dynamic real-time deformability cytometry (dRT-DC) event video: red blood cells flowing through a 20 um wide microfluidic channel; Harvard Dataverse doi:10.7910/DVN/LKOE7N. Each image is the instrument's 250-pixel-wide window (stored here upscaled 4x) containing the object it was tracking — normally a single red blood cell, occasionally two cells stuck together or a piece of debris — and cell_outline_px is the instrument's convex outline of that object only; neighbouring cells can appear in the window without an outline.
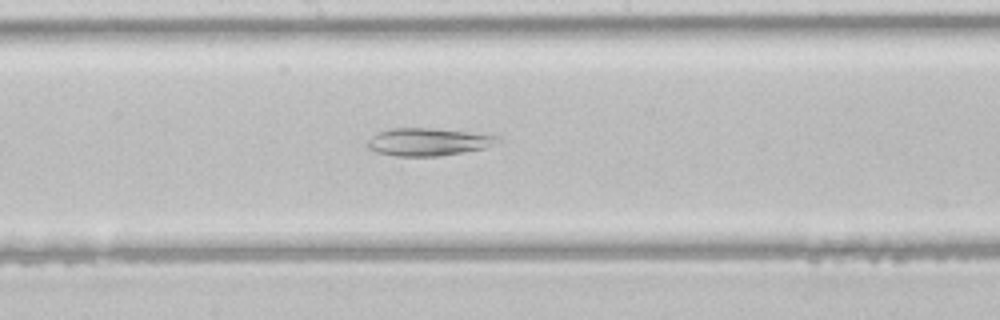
{"species": "common noctule bat (a hibernating species)", "species_latin": "Nyctalus noctula", "temperature_condition": "room temperature", "stored_images_in_passage": 45, "camera_frame_rate_fps": 3000, "um_per_image_px": 0.085, "animal": {"sex": "male", "body_mass_g": 21.5, "forearm_length_mm": 52.0}, "frame": {"image": 1, "passage_image": 24, "time_ms": 7.667, "image_size_px": [1000, 320], "cell_outline_px": [[500, 140], [484, 148], [436, 156], [396, 156], [376, 152], [368, 148], [368, 140], [372, 136], [380, 132], [392, 128], [432, 128], [500, 136]], "centroid_in_image_um": [36.35, 12.06], "position_along_channel_um": 211.8, "area_um2": 20.52}}
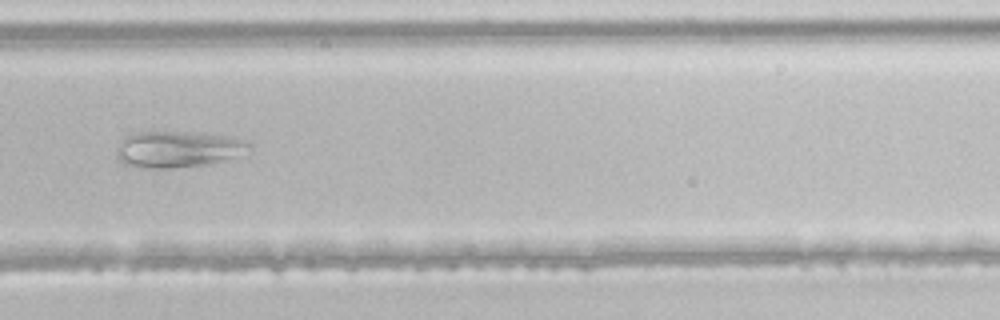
{"frame": {"image": 2, "passage_image": 31, "time_ms": 10.0, "image_size_px": [1000, 320], "cell_outline_px": [[252, 148], [224, 160], [208, 164], [172, 168], [132, 168], [124, 164], [116, 156], [116, 148], [128, 136], [140, 132], [192, 132], [232, 136], [244, 140], [252, 144]], "centroid_in_image_um": [15.12, 12.69], "position_along_channel_um": 314.7, "area_um2": 28.03}}
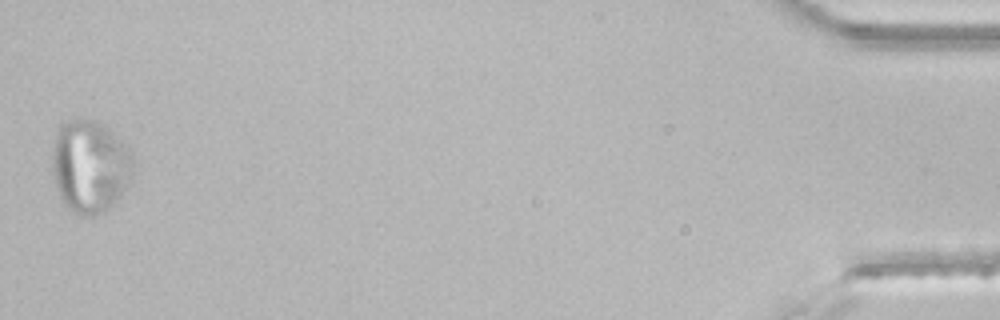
{"frame": {"image": 3, "passage_image": 45, "time_ms": 14.667, "image_size_px": [1000, 320], "cell_outline_px": [[136, 164], [132, 176], [128, 184], [120, 196], [104, 212], [96, 216], [84, 216], [76, 212], [64, 204], [60, 196], [56, 184], [52, 168], [52, 148], [56, 132], [60, 124], [64, 120], [100, 120], [132, 148], [136, 156]], "centroid_in_image_um": [7.71, 14.09], "position_along_channel_um": 427.5, "area_um2": 44.68}}